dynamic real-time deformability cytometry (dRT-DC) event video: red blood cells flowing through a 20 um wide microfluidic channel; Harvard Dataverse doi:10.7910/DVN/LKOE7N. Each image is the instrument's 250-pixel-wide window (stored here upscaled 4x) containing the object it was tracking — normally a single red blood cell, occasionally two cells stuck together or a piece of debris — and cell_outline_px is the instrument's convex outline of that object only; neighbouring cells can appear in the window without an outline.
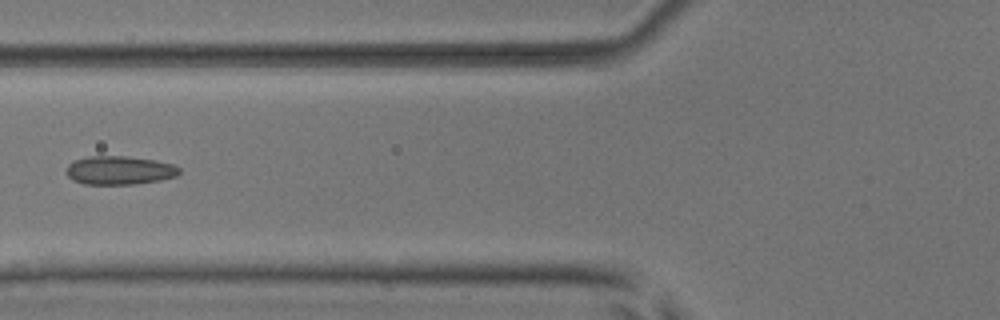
{"species": "common noctule bat (a hibernating species)", "species_latin": "Nyctalus noctula", "temperature_condition": "room temperature", "stored_images_in_passage": 6, "camera_frame_rate_fps": 3000, "um_per_image_px": 0.085, "animal": {"sex": "male", "body_mass_g": 17.9, "forearm_length_mm": 54.2}, "frame": {"image": 1, "passage_image": 6, "time_ms": 5.667, "image_size_px": [1000, 320], "cell_outline_px": [[180, 172], [176, 176], [160, 180], [136, 184], [84, 184], [72, 180], [64, 172], [68, 164], [76, 160], [88, 156], [124, 156], [156, 160], [172, 164], [180, 168]], "centroid_in_image_um": [10.13, 14.48], "position_along_channel_um": 115.7, "area_um2": 18.9}}